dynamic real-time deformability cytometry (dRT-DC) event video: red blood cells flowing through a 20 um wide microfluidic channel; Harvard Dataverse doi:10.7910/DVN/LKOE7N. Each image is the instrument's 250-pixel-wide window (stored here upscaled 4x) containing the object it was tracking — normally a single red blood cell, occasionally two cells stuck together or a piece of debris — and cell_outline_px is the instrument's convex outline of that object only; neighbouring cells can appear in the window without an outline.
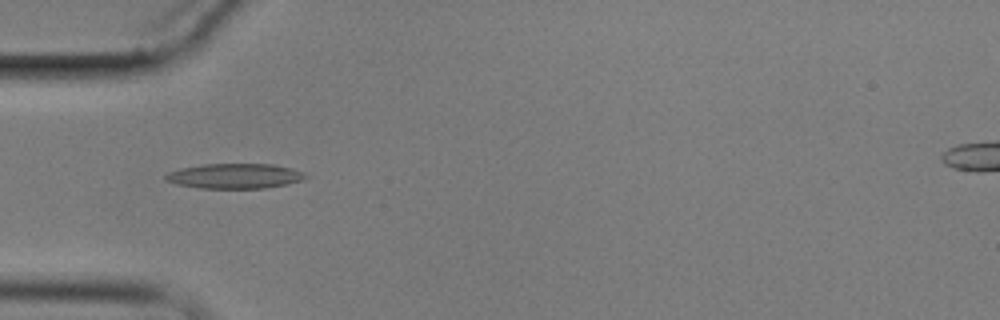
{"species": "common noctule bat (a hibernating species)", "species_latin": "Nyctalus noctula", "temperature_condition": "cold", "stored_images_in_passage": 6, "camera_frame_rate_fps": 3000, "um_per_image_px": 0.085, "animal": {"sex": "male", "body_mass_g": 17.9}, "frame": {"image": 1, "passage_image": 4, "time_ms": 3.333, "image_size_px": [1000, 320], "cell_outline_px": [[308, 176], [300, 180], [288, 184], [264, 188], [200, 188], [176, 184], [164, 180], [164, 176], [168, 172], [180, 168], [204, 164], [272, 164], [292, 168], [304, 172]], "centroid_in_image_um": [19.93, 14.96], "position_along_channel_um": 65.1, "area_um2": 20.4}}
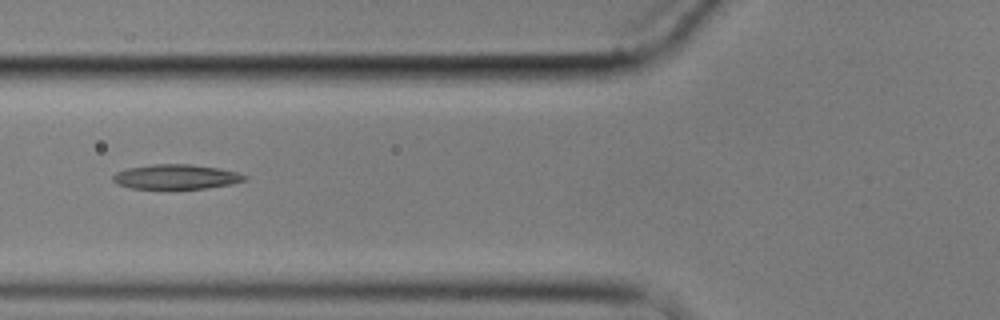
{"frame": {"image": 2, "passage_image": 5, "time_ms": 4.667, "image_size_px": [1000, 320], "cell_outline_px": [[248, 180], [232, 184], [208, 188], [132, 188], [116, 184], [112, 180], [112, 176], [116, 172], [128, 168], [152, 164], [188, 164], [220, 168], [236, 172], [248, 176]], "centroid_in_image_um": [14.99, 15.02], "position_along_channel_um": 110.8, "area_um2": 18.96}}
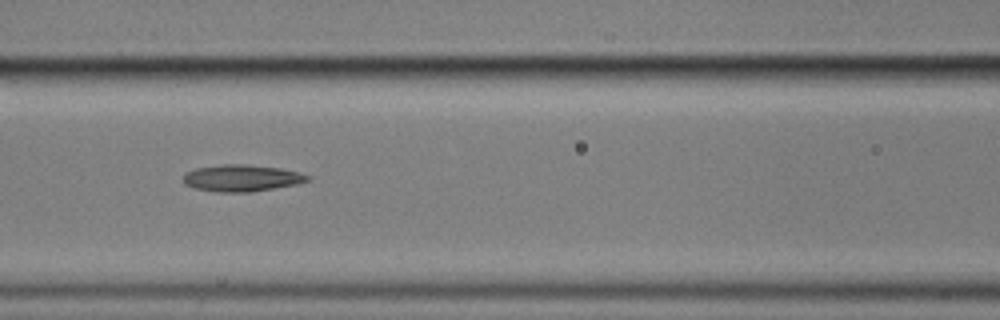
{"frame": {"image": 3, "passage_image": 6, "time_ms": 5.667, "image_size_px": [1000, 320], "cell_outline_px": [[312, 180], [296, 184], [248, 192], [216, 192], [192, 188], [184, 184], [184, 172], [196, 168], [224, 164], [248, 164], [280, 168], [300, 172], [312, 176]], "centroid_in_image_um": [20.55, 15.13], "position_along_channel_um": 146.1, "area_um2": 19.54}}